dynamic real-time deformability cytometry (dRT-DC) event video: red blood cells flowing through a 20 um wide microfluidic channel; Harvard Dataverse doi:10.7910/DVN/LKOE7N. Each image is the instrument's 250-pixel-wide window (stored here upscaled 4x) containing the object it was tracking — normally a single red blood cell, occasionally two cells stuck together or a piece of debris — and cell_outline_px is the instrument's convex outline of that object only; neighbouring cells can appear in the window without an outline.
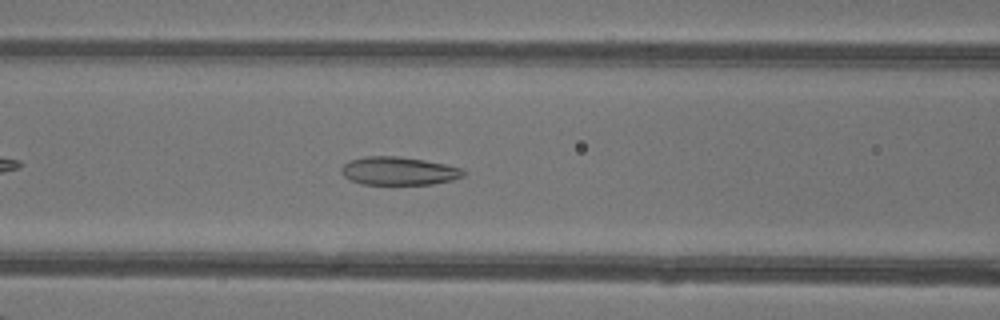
{"species": "common noctule bat (a hibernating species)", "species_latin": "Nyctalus noctula", "temperature_condition": "warm", "stored_images_in_passage": 37, "camera_frame_rate_fps": 3000, "um_per_image_px": 0.085, "animal": {"sex": "female"}, "frame": {"image": 1, "passage_image": 9, "time_ms": 2.667, "image_size_px": [1000, 320], "cell_outline_px": [[468, 172], [464, 176], [452, 180], [432, 184], [364, 184], [352, 180], [344, 176], [340, 172], [340, 168], [344, 164], [352, 160], [368, 156], [400, 156], [424, 160], [444, 164], [460, 168]], "centroid_in_image_um": [33.91, 14.53], "position_along_channel_um": 132.7, "area_um2": 19.94}}
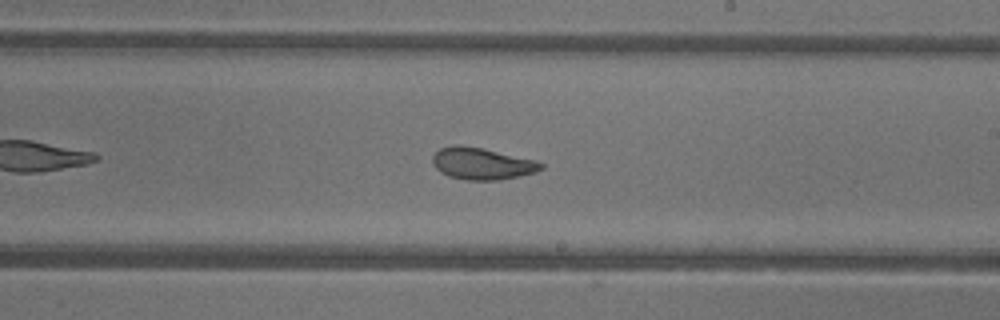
{"frame": {"image": 2, "passage_image": 17, "time_ms": 5.333, "image_size_px": [1000, 320], "cell_outline_px": [[544, 168], [536, 172], [520, 176], [500, 180], [464, 180], [448, 176], [440, 172], [432, 164], [432, 156], [440, 148], [452, 144], [460, 144], [484, 148], [536, 160], [544, 164]], "centroid_in_image_um": [40.96, 13.9], "position_along_channel_um": 248.0, "area_um2": 20.52}}
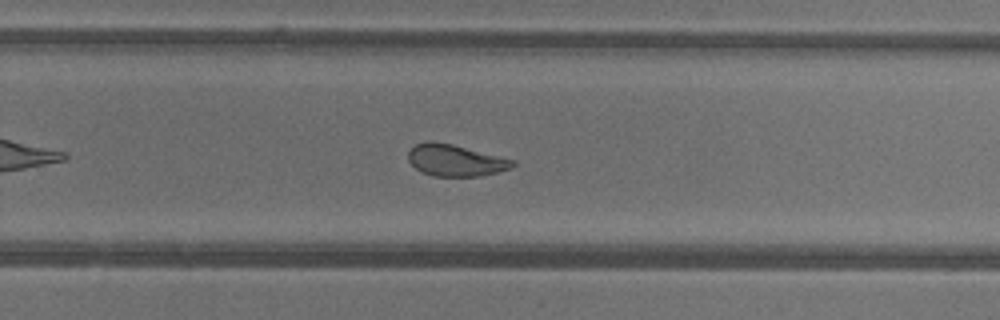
{"frame": {"image": 3, "passage_image": 20, "time_ms": 6.333, "image_size_px": [1000, 320], "cell_outline_px": [[516, 164], [512, 168], [480, 176], [432, 176], [420, 172], [408, 160], [408, 152], [416, 144], [428, 140], [432, 140], [452, 144], [516, 160]], "centroid_in_image_um": [38.71, 13.62], "position_along_channel_um": 291.1, "area_um2": 19.36}, "authors_computed_cell_mechanics": {"area_um2": 21.2704, "velocity_mm_per_s": 4.3268, "shape_relaxation_time_tau1_ms": null, "shape_relaxation_time_tau2_ms": 1.496, "deformation_change_tau1": null, "deformation_change_tau2": 0.0703}}